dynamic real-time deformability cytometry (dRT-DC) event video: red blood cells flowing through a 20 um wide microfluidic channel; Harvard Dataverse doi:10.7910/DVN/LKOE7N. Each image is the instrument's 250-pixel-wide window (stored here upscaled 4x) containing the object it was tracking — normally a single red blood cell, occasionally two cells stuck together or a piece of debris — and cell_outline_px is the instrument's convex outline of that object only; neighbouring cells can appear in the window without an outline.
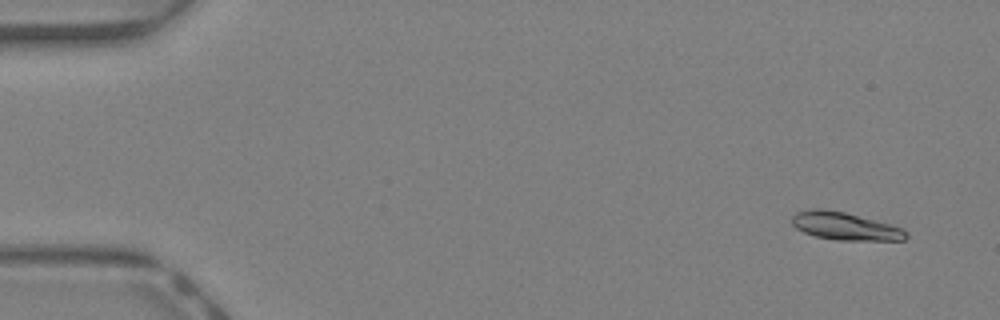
{"species": "Egyptian fruit bat (a non-hibernating species)", "species_latin": "Rousettus aegyptiacus", "temperature_condition": "warm", "stored_images_in_passage": 42, "camera_frame_rate_fps": 3000, "um_per_image_px": 0.085, "animal": {"sex": "female"}, "frame": {"image": 1, "passage_image": 1, "time_ms": 0.0, "image_size_px": [1000, 320], "cell_outline_px": [[908, 236], [904, 240], [836, 240], [816, 236], [804, 232], [796, 228], [792, 224], [792, 216], [796, 212], [812, 208], [820, 208], [844, 212], [892, 224], [904, 228], [908, 232]], "centroid_in_image_um": [71.85, 19.22], "position_along_channel_um": 13.1, "area_um2": 18.55}}
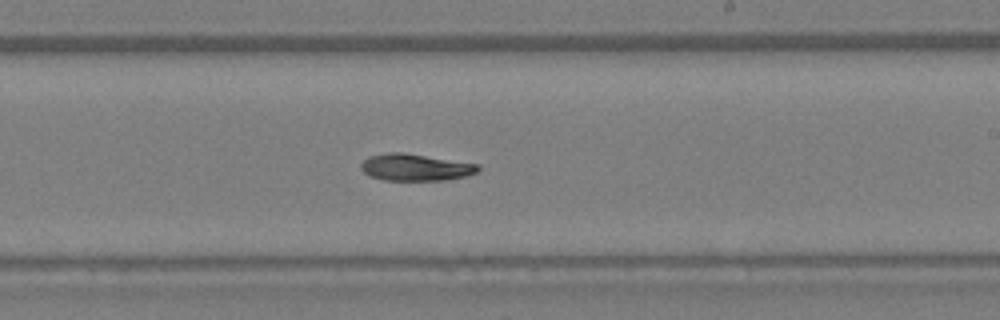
{"frame": {"image": 2, "passage_image": 25, "time_ms": 8.0, "image_size_px": [1000, 320], "cell_outline_px": [[480, 168], [476, 172], [464, 176], [444, 180], [384, 180], [368, 176], [360, 168], [360, 164], [368, 156], [388, 152], [404, 152], [480, 164]], "centroid_in_image_um": [35.28, 14.21], "position_along_channel_um": 253.7, "area_um2": 18.44}}
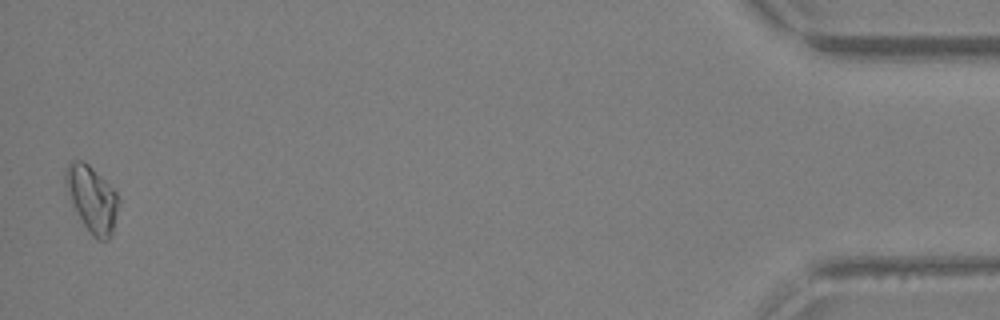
{"frame": {"image": 3, "passage_image": 42, "time_ms": 13.667, "image_size_px": [1000, 320], "cell_outline_px": [[120, 204], [112, 236], [108, 240], [96, 240], [92, 236], [84, 224], [72, 204], [64, 184], [64, 172], [68, 164], [72, 160], [84, 160], [120, 196]], "centroid_in_image_um": [7.83, 16.92], "position_along_channel_um": 427.4, "area_um2": 20.63}}